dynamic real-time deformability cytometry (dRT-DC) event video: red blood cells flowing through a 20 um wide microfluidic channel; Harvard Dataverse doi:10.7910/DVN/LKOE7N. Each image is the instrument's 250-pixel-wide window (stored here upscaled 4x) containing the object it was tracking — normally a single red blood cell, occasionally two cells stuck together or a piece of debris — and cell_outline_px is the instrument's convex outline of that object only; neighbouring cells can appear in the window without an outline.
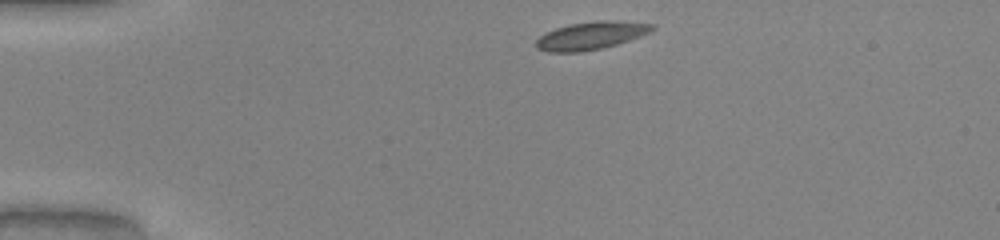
{"species": "common noctule bat (a hibernating species)", "species_latin": "Nyctalus noctula", "temperature_condition": "warm", "stored_images_in_passage": 41, "camera_frame_rate_fps": 3000, "um_per_image_px": 0.085, "animal": {"sex": "male", "body_mass_g": 20.0, "forearm_length_mm": 53.3}, "frame": {"image": 1, "passage_image": 1, "time_ms": 0.0, "image_size_px": [1000, 240], "cell_outline_px": [[656, 28], [652, 32], [616, 44], [600, 48], [580, 52], [548, 52], [536, 48], [536, 40], [544, 32], [556, 28], [572, 24], [600, 20], [604, 20], [656, 24]], "centroid_in_image_um": [50.23, 3.03], "position_along_channel_um": 34.8, "area_um2": 18.67}}
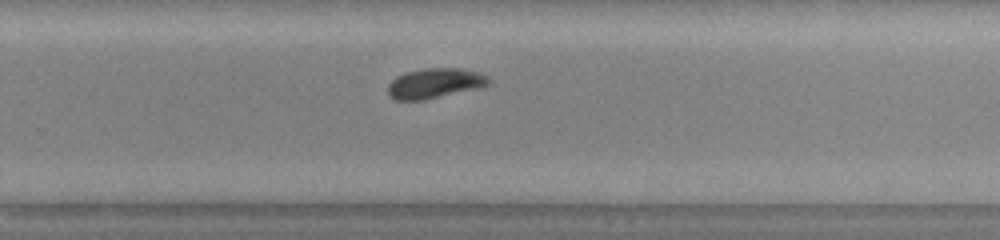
{"frame": {"image": 2, "passage_image": 24, "time_ms": 7.667, "image_size_px": [1000, 240], "cell_outline_px": [[492, 80], [484, 88], [424, 100], [396, 100], [388, 96], [388, 84], [396, 76], [404, 72], [424, 68], [460, 68], [476, 72], [488, 76]], "centroid_in_image_um": [36.98, 7.09], "position_along_channel_um": 292.8, "area_um2": 18.03}}
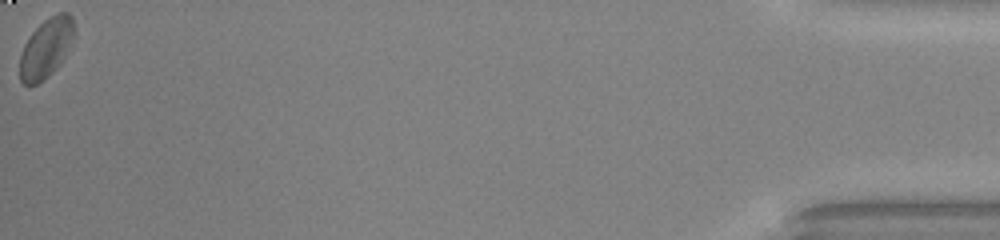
{"frame": {"image": 3, "passage_image": 41, "time_ms": 13.333, "image_size_px": [1000, 240], "cell_outline_px": [[72, 40], [60, 64], [48, 76], [36, 84], [28, 88], [20, 80], [20, 56], [24, 44], [32, 32], [44, 20], [56, 12], [68, 12], [72, 16]], "centroid_in_image_um": [3.88, 4.11], "position_along_channel_um": 431.3, "area_um2": 18.61}, "authors_computed_cell_mechanics": {"area_um2": 17.6868, "velocity_mm_per_s": 4.0729, "shape_relaxation_time_tau1_ms": 4.2819, "shape_relaxation_time_tau2_ms": 0.8518, "deformation_change_tau1": 0.1389, "deformation_change_tau2": 0.0561}}